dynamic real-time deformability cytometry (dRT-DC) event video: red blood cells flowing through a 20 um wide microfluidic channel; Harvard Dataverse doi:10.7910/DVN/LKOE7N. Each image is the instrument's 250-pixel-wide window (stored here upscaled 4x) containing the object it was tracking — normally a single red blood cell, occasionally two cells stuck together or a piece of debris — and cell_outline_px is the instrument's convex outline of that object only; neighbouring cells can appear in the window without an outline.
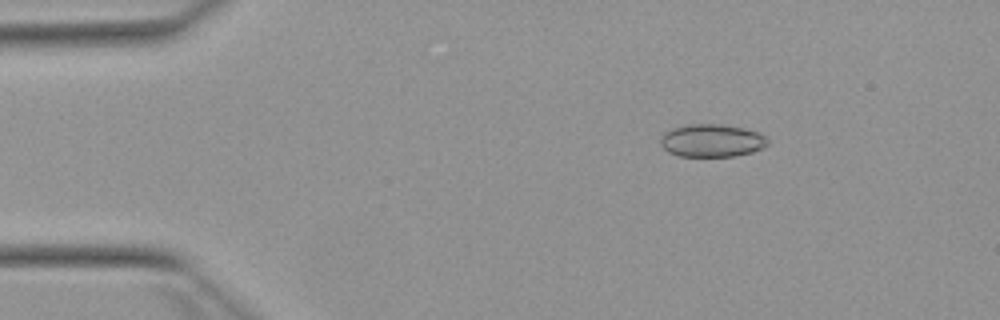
{"species": "Egyptian fruit bat (a non-hibernating species)", "species_latin": "Rousettus aegyptiacus", "temperature_condition": "warm", "stored_images_in_passage": 52, "camera_frame_rate_fps": 3000, "um_per_image_px": 0.085, "animal": {"sex": "female"}, "frame": {"image": 1, "passage_image": 8, "time_ms": 2.333, "image_size_px": [1000, 320], "cell_outline_px": [[768, 144], [764, 148], [752, 152], [732, 156], [676, 156], [668, 152], [660, 144], [660, 140], [664, 132], [672, 128], [688, 124], [720, 124], [744, 128], [760, 132], [768, 140]], "centroid_in_image_um": [60.5, 11.94], "position_along_channel_um": 24.5, "area_um2": 20.63}}
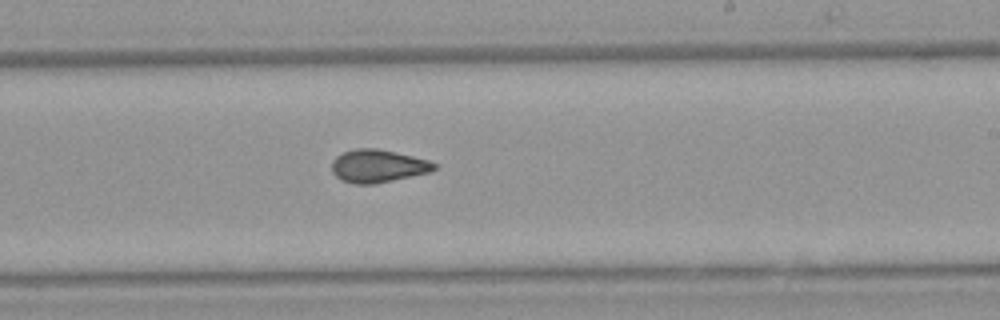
{"frame": {"image": 2, "passage_image": 31, "time_ms": 10.0, "image_size_px": [1000, 320], "cell_outline_px": [[436, 168], [428, 172], [412, 176], [372, 184], [356, 184], [340, 180], [332, 172], [332, 160], [336, 156], [344, 152], [356, 148], [376, 148], [396, 152], [428, 160], [436, 164]], "centroid_in_image_um": [32.08, 14.11], "position_along_channel_um": 256.9, "area_um2": 19.48}}
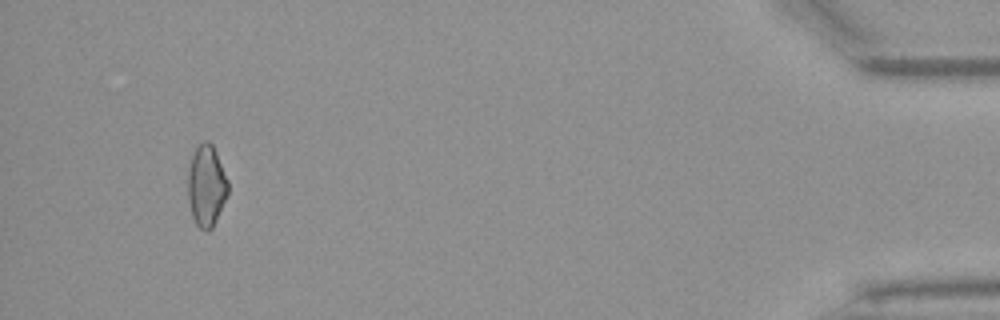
{"frame": {"image": 3, "passage_image": 49, "time_ms": 16.0, "image_size_px": [1000, 320], "cell_outline_px": [[228, 192], [212, 228], [208, 232], [200, 228], [196, 224], [192, 216], [188, 200], [188, 172], [192, 156], [196, 148], [204, 140], [208, 140], [212, 144], [216, 152], [228, 180]], "centroid_in_image_um": [17.54, 15.79], "position_along_channel_um": 417.7, "area_um2": 18.84}, "authors_computed_cell_mechanics": {"area_um2": 19.5653, "velocity_mm_per_s": 3.936, "shape_relaxation_time_tau1_ms": null, "shape_relaxation_time_tau2_ms": 1.7519, "deformation_change_tau1": null, "deformation_change_tau2": 0.0776}}